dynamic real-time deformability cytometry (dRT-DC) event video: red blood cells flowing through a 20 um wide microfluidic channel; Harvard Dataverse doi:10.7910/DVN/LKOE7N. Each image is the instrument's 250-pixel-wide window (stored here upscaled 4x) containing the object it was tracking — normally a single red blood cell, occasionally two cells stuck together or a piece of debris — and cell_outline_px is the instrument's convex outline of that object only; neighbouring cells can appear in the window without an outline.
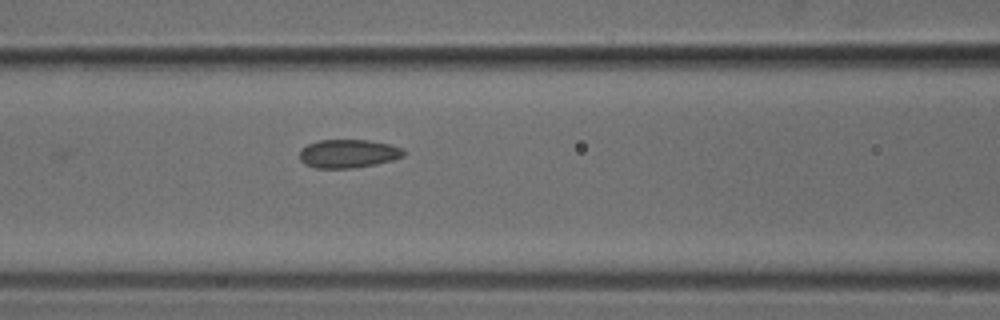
{"species": "common noctule bat (a hibernating species)", "species_latin": "Nyctalus noctula", "temperature_condition": "cold", "stored_images_in_passage": 7, "camera_frame_rate_fps": 3000, "um_per_image_px": 0.085, "animal": {"sex": "male", "body_mass_g": 18.8}, "frame": {"image": 1, "passage_image": 7, "time_ms": 2.0, "image_size_px": [1000, 320], "cell_outline_px": [[404, 156], [392, 160], [376, 164], [356, 168], [316, 168], [304, 164], [300, 160], [300, 148], [308, 144], [320, 140], [368, 140], [388, 144], [400, 148], [404, 152]], "centroid_in_image_um": [29.56, 13.06], "position_along_channel_um": 137.0, "area_um2": 17.22}}